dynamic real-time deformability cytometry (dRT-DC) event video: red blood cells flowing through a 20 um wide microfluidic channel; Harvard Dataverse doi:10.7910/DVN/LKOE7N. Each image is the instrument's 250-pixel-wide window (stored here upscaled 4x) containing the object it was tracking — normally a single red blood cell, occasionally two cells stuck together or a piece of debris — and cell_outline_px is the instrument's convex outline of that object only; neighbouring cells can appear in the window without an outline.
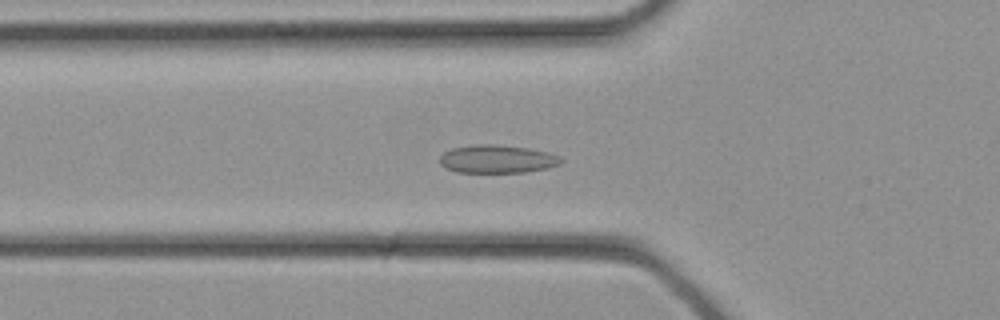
{"species": "common noctule bat (a hibernating species)", "species_latin": "Nyctalus noctula", "temperature_condition": "cold", "stored_images_in_passage": 33, "camera_frame_rate_fps": 3000, "um_per_image_px": 0.085, "animal": {"sex": "female", "body_mass_g": 21.9}, "frame": {"image": 1, "passage_image": 11, "time_ms": 3.333, "image_size_px": [1000, 320], "cell_outline_px": [[564, 160], [560, 164], [548, 168], [524, 172], [456, 172], [440, 164], [440, 156], [444, 152], [452, 148], [472, 144], [496, 144], [528, 148], [548, 152], [560, 156]], "centroid_in_image_um": [42.28, 13.51], "position_along_channel_um": 83.5, "area_um2": 19.94}}
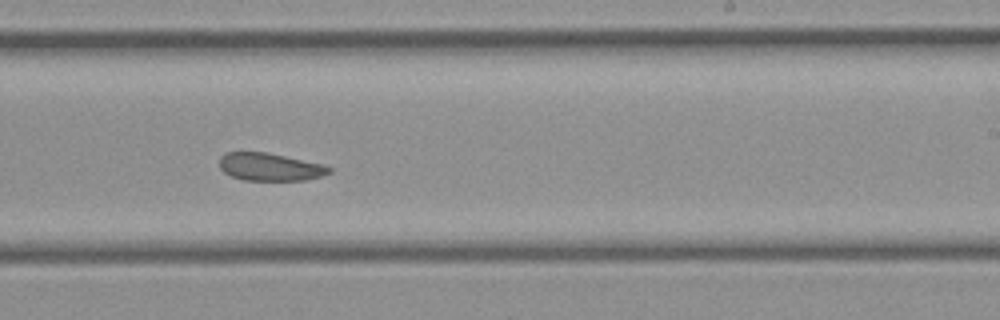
{"frame": {"image": 2, "passage_image": 20, "time_ms": 6.333, "image_size_px": [1000, 320], "cell_outline_px": [[332, 172], [320, 176], [304, 180], [244, 180], [232, 176], [224, 172], [220, 168], [220, 156], [224, 152], [268, 152], [324, 164], [332, 168]], "centroid_in_image_um": [22.95, 14.17], "position_along_channel_um": 266.0, "area_um2": 17.8}}
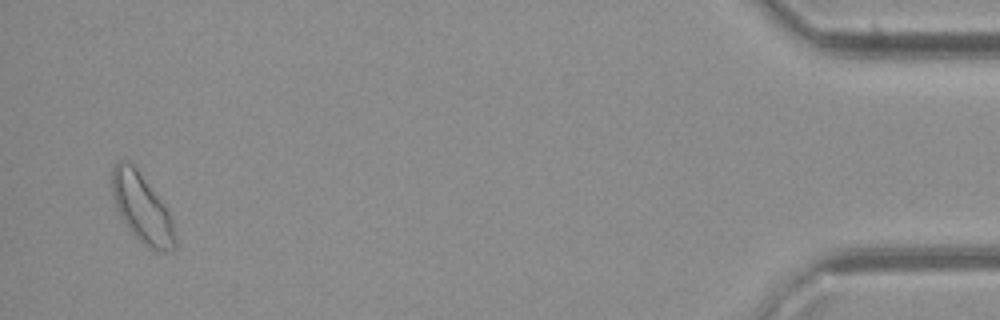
{"frame": {"image": 3, "passage_image": 32, "time_ms": 10.333, "image_size_px": [1000, 320], "cell_outline_px": [[176, 248], [172, 252], [160, 252], [148, 248], [128, 228], [120, 216], [116, 208], [112, 192], [112, 164], [116, 160], [128, 160], [136, 168], [168, 208], [172, 216], [176, 236]], "centroid_in_image_um": [12.09, 17.7], "position_along_channel_um": 423.1, "area_um2": 25.72}}